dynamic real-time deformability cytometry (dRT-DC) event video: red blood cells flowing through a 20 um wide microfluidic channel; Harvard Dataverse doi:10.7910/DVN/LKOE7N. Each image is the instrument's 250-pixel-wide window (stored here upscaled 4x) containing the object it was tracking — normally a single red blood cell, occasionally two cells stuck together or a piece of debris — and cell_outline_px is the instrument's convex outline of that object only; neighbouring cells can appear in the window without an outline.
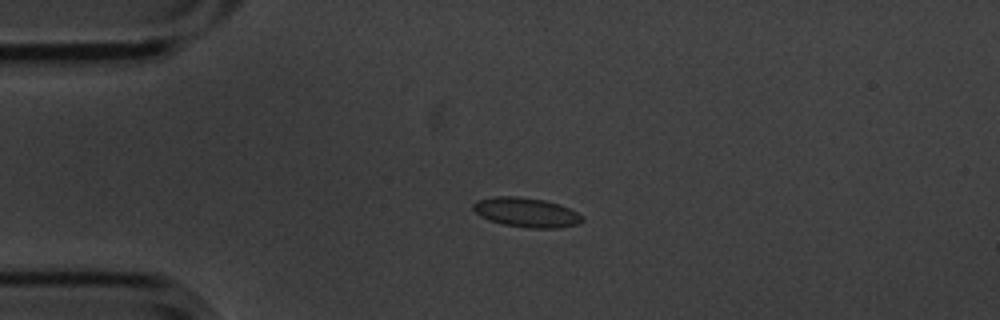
{"species": "common noctule bat (a hibernating species)", "species_latin": "Nyctalus noctula", "temperature_condition": "cold", "stored_images_in_passage": 4, "camera_frame_rate_fps": 3000, "um_per_image_px": 0.085, "animal": {"sex": "male", "body_mass_g": 20.1, "forearm_length_mm": 53.5}, "frame": {"image": 1, "passage_image": 2, "time_ms": 0.333, "image_size_px": [1000, 320], "cell_outline_px": [[584, 220], [580, 224], [560, 228], [528, 228], [504, 224], [488, 220], [480, 216], [472, 208], [472, 204], [476, 200], [496, 196], [516, 196], [544, 200], [560, 204], [584, 216]], "centroid_in_image_um": [44.75, 18.06], "position_along_channel_um": 40.2, "area_um2": 18.9}}
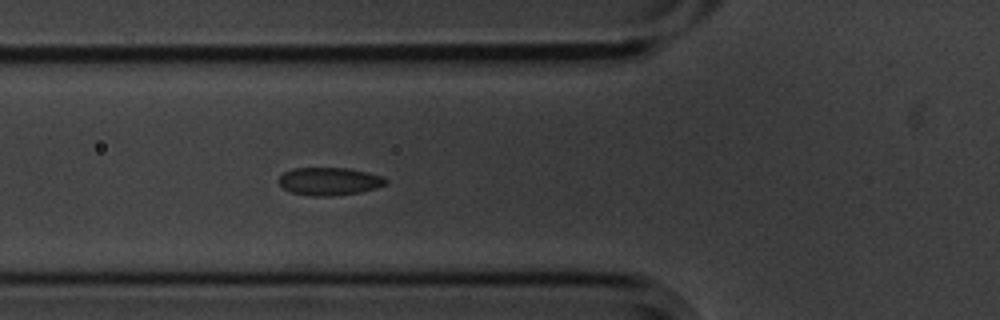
{"frame": {"image": 2, "passage_image": 4, "time_ms": 1.0, "image_size_px": [1000, 320], "cell_outline_px": [[388, 184], [376, 188], [360, 192], [332, 196], [308, 196], [292, 192], [284, 188], [276, 180], [284, 172], [296, 168], [348, 168], [368, 172], [380, 176], [388, 180]], "centroid_in_image_um": [28.0, 15.41], "position_along_channel_um": 97.8, "area_um2": 17.4}}